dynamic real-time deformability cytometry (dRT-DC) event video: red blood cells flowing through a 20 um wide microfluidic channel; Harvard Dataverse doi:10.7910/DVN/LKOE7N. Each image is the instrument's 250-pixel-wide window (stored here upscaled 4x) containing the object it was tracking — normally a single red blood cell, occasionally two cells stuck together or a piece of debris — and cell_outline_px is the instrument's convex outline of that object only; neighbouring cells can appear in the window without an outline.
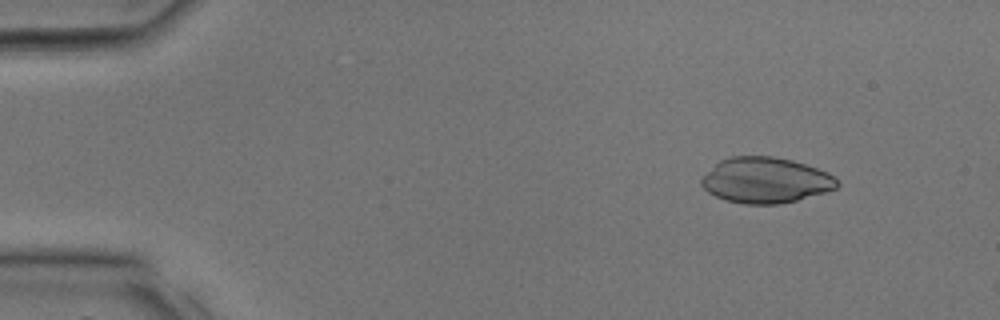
{"species": "common noctule bat (a hibernating species)", "species_latin": "Nyctalus noctula", "temperature_condition": "room temperature", "stored_images_in_passage": 8, "camera_frame_rate_fps": 3000, "um_per_image_px": 0.085, "animal": {"sex": "male", "body_mass_g": 17.9, "forearm_length_mm": 54.2}, "frame": {"image": 1, "passage_image": 4, "time_ms": 1.0, "image_size_px": [1000, 320], "cell_outline_px": [[840, 184], [836, 188], [824, 192], [796, 200], [780, 204], [744, 204], [724, 200], [708, 192], [700, 184], [700, 180], [720, 160], [732, 156], [772, 156], [792, 160], [828, 172]], "centroid_in_image_um": [65.06, 15.32], "position_along_channel_um": 19.9, "area_um2": 35.84}}